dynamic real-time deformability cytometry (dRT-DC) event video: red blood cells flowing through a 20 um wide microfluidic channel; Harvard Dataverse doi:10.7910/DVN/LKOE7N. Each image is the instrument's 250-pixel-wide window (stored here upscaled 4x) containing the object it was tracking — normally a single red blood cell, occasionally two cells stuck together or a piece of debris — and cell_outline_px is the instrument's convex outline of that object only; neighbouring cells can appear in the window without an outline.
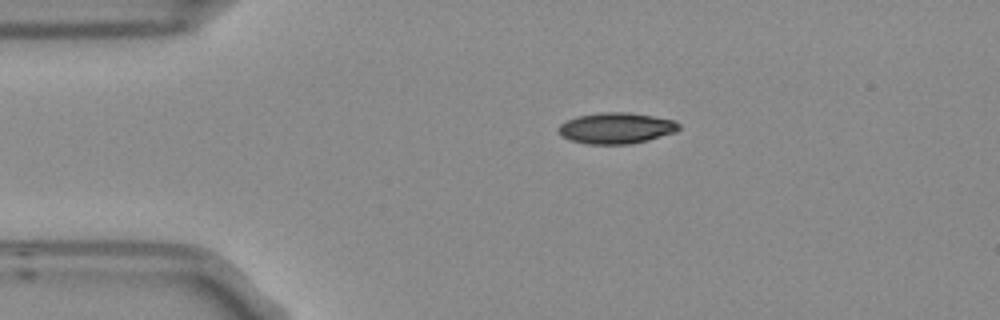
{"species": "Egyptian fruit bat (a non-hibernating species)", "species_latin": "Rousettus aegyptiacus", "temperature_condition": "room temperature", "stored_images_in_passage": 2, "camera_frame_rate_fps": 3000, "um_per_image_px": 0.085, "frame": {"image": 1, "passage_image": 1, "time_ms": 0.0, "image_size_px": [1000, 320], "cell_outline_px": [[680, 128], [676, 132], [648, 140], [632, 144], [588, 144], [568, 140], [560, 136], [556, 132], [556, 128], [560, 124], [576, 116], [600, 112], [628, 112], [676, 120], [680, 124]], "centroid_in_image_um": [52.34, 10.89], "position_along_channel_um": 32.7, "area_um2": 22.14}}